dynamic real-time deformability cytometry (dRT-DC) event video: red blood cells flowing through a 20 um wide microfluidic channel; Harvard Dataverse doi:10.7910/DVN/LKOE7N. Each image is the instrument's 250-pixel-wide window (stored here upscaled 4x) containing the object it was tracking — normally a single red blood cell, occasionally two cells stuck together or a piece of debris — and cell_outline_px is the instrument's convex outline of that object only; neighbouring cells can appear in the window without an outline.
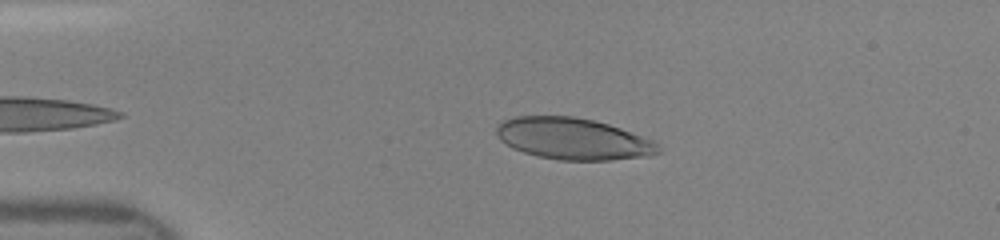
{"species": "human", "species_latin": "Homo sapiens", "temperature_condition": "room temperature", "stored_images_in_passage": 36, "camera_frame_rate_fps": 3000, "um_per_image_px": 0.085, "donor": {"sex": "female"}, "frame": {"image": 1, "passage_image": 7, "time_ms": 2.0, "image_size_px": [1000, 240], "cell_outline_px": [[660, 152], [648, 156], [612, 160], [556, 160], [524, 152], [512, 148], [500, 140], [496, 136], [496, 128], [504, 120], [512, 116], [572, 116], [592, 120], [608, 124], [620, 128], [652, 140], [656, 144]], "centroid_in_image_um": [48.67, 11.8], "position_along_channel_um": 36.3, "area_um2": 39.02}}
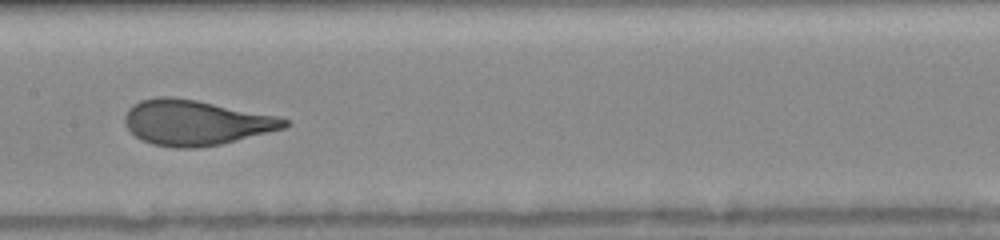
{"frame": {"image": 2, "passage_image": 21, "time_ms": 6.667, "image_size_px": [1000, 240], "cell_outline_px": [[292, 124], [284, 128], [220, 144], [196, 148], [176, 148], [152, 144], [140, 140], [128, 128], [124, 120], [124, 116], [128, 108], [132, 104], [140, 100], [156, 96], [172, 96], [196, 100], [276, 116], [288, 120]], "centroid_in_image_um": [16.58, 10.41], "position_along_channel_um": 190.8, "area_um2": 41.91}}
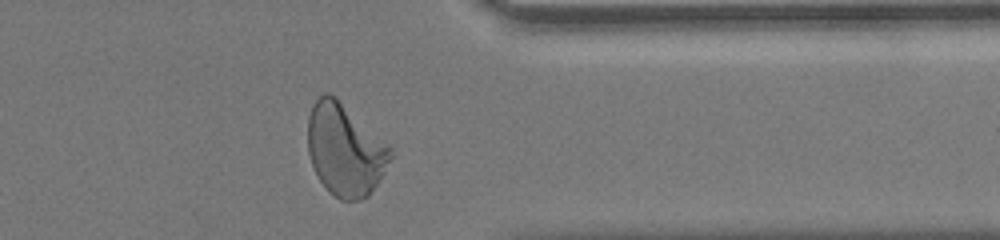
{"frame": {"image": 3, "passage_image": 35, "time_ms": 11.333, "image_size_px": [1000, 240], "cell_outline_px": [[392, 156], [384, 172], [368, 196], [360, 200], [340, 200], [328, 192], [320, 180], [312, 164], [308, 152], [308, 116], [312, 104], [324, 92], [328, 92], [336, 96], [388, 144], [392, 148]], "centroid_in_image_um": [29.31, 12.72], "position_along_channel_um": 382.1, "area_um2": 44.27}}